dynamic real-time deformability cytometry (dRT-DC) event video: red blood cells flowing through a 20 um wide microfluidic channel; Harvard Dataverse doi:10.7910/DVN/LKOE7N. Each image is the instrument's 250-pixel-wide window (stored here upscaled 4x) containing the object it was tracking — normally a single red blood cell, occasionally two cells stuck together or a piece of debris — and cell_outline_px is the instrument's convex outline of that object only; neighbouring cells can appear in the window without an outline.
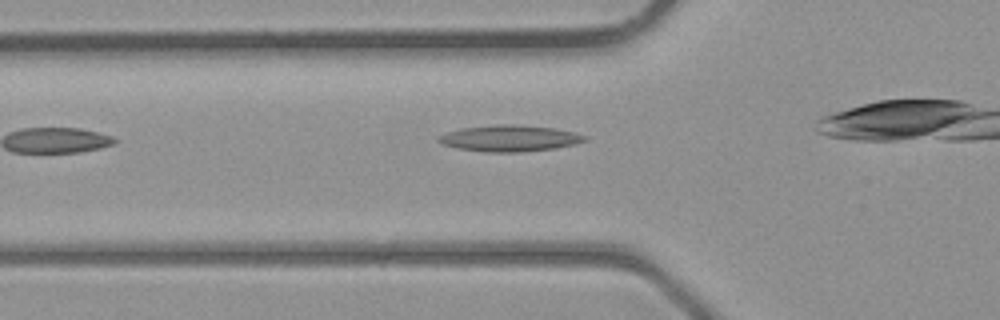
{"species": "common noctule bat (a hibernating species)", "species_latin": "Nyctalus noctula", "temperature_condition": "room temperature", "stored_images_in_passage": 5, "camera_frame_rate_fps": 3000, "um_per_image_px": 0.085, "animal": {"sex": "male", "body_mass_g": 23.1, "forearm_length_mm": 52.7}, "frame": {"image": 1, "passage_image": 4, "time_ms": 4.333, "image_size_px": [1000, 320], "cell_outline_px": [[584, 140], [572, 144], [556, 148], [520, 152], [484, 152], [456, 148], [444, 144], [436, 140], [440, 136], [448, 132], [464, 128], [500, 124], [512, 124], [552, 128], [572, 132], [584, 136]], "centroid_in_image_um": [43.26, 11.76], "position_along_channel_um": 82.5, "area_um2": 21.85}}